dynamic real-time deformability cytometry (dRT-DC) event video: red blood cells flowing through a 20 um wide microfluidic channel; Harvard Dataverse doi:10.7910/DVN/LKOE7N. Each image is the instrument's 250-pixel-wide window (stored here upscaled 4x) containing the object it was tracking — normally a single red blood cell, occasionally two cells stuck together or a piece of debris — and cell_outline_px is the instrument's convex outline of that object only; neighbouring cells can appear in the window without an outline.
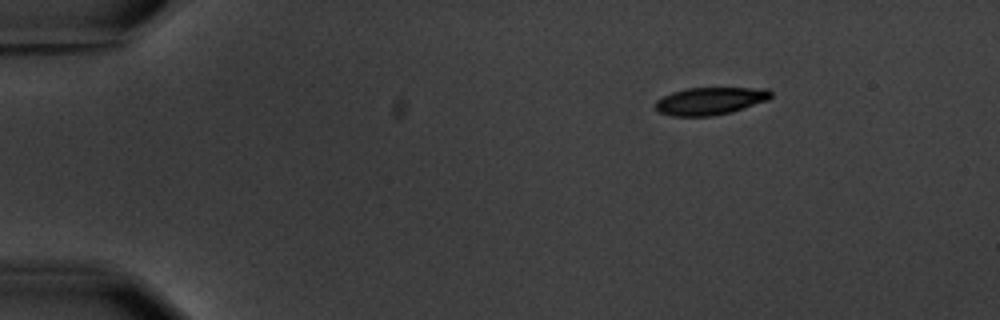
{"species": "common noctule bat (a hibernating species)", "species_latin": "Nyctalus noctula", "temperature_condition": "warm", "stored_images_in_passage": 6, "camera_frame_rate_fps": 3000, "um_per_image_px": 0.085, "animal": {"sex": "male", "body_mass_g": 20.1, "forearm_length_mm": 53.5}, "frame": {"image": 1, "passage_image": 1, "time_ms": 0.0, "image_size_px": [1000, 320], "cell_outline_px": [[772, 96], [768, 100], [732, 112], [712, 116], [672, 116], [660, 112], [656, 108], [656, 100], [672, 92], [688, 88], [768, 88], [772, 92]], "centroid_in_image_um": [60.39, 8.58], "position_along_channel_um": 24.6, "area_um2": 18.5}}
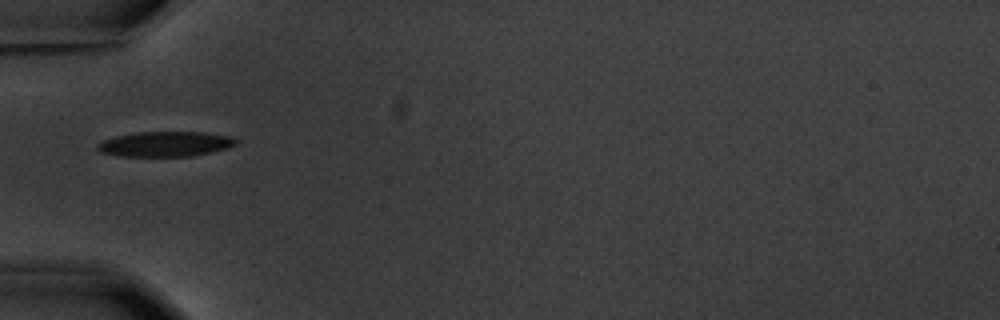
{"frame": {"image": 2, "passage_image": 4, "time_ms": 3.667, "image_size_px": [1000, 320], "cell_outline_px": [[236, 144], [228, 148], [212, 152], [192, 156], [120, 156], [100, 152], [96, 148], [96, 144], [104, 140], [116, 136], [136, 132], [204, 132], [232, 136], [236, 140]], "centroid_in_image_um": [14.05, 12.24], "position_along_channel_um": 70.9, "area_um2": 20.29}}
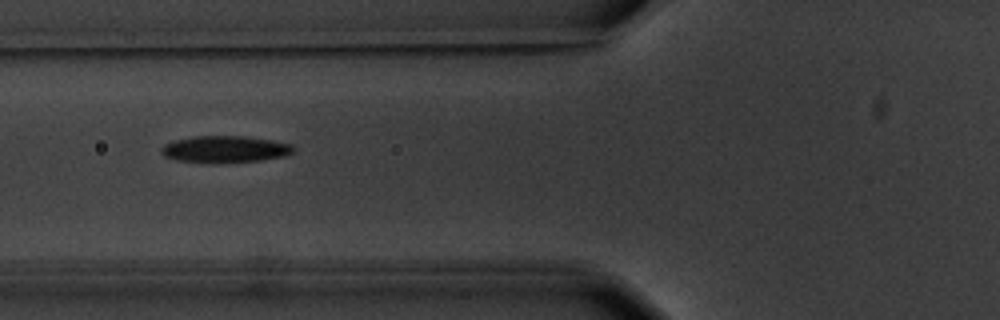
{"frame": {"image": 3, "passage_image": 5, "time_ms": 4.667, "image_size_px": [1000, 320], "cell_outline_px": [[296, 152], [284, 156], [260, 160], [212, 164], [176, 160], [164, 156], [160, 152], [160, 148], [164, 144], [176, 140], [192, 136], [244, 136], [272, 140], [292, 144], [296, 148]], "centroid_in_image_um": [19.13, 12.69], "position_along_channel_um": 106.7, "area_um2": 20.98}}